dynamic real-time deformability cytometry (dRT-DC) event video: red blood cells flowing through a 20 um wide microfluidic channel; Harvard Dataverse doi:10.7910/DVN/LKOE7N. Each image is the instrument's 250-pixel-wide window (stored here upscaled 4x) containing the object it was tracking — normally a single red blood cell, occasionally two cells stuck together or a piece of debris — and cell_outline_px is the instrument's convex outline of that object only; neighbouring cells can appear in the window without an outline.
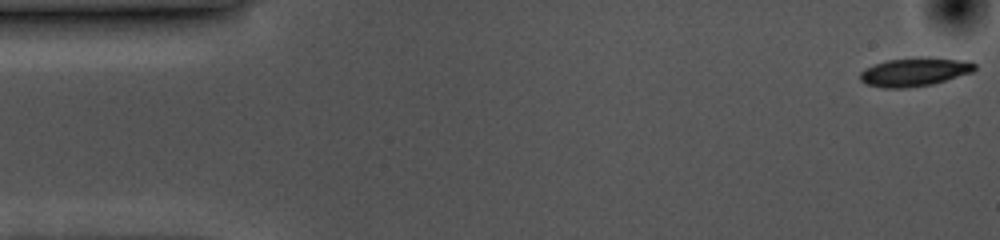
{"species": "common noctule bat (a hibernating species)", "species_latin": "Nyctalus noctula", "temperature_condition": "cold", "stored_images_in_passage": 48, "camera_frame_rate_fps": 3000, "um_per_image_px": 0.085, "animal": {"sex": "female", "body_mass_g": 10.0, "forearm_length_mm": 53.1}, "frame": {"image": 1, "passage_image": 1, "time_ms": 0.0, "image_size_px": [1000, 240], "cell_outline_px": [[976, 68], [972, 72], [932, 84], [904, 88], [884, 88], [868, 84], [860, 80], [860, 72], [864, 68], [888, 60], [928, 56], [960, 60], [976, 64]], "centroid_in_image_um": [77.72, 6.1], "position_along_channel_um": 7.3, "area_um2": 18.9}}
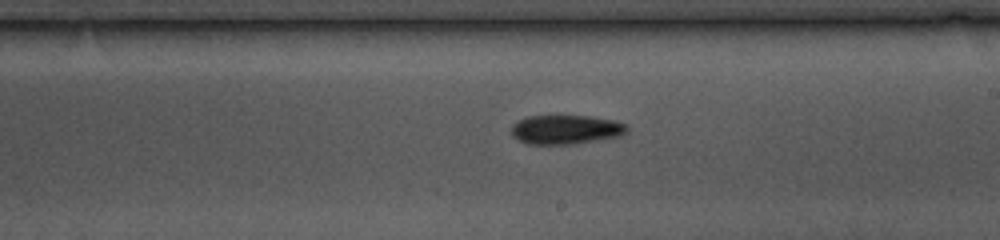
{"frame": {"image": 2, "passage_image": 30, "time_ms": 9.667, "image_size_px": [1000, 240], "cell_outline_px": [[628, 132], [620, 136], [572, 144], [528, 144], [512, 136], [512, 124], [528, 116], [560, 112], [592, 116], [616, 120], [628, 124]], "centroid_in_image_um": [48.12, 10.95], "position_along_channel_um": 240.9, "area_um2": 20.63}}
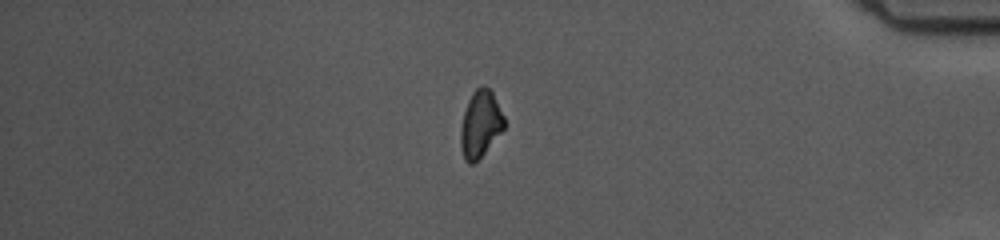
{"frame": {"image": 3, "passage_image": 46, "time_ms": 15.0, "image_size_px": [1000, 240], "cell_outline_px": [[504, 128], [484, 152], [472, 164], [468, 164], [464, 160], [460, 144], [460, 128], [464, 112], [468, 100], [472, 92], [476, 88], [484, 84], [492, 92], [504, 116]], "centroid_in_image_um": [40.81, 10.52], "position_along_channel_um": 394.4, "area_um2": 16.76}, "authors_computed_cell_mechanics": {"area_um2": 19.1607, "velocity_mm_per_s": 3.5624, "shape_relaxation_time_tau1_ms": 3.7177, "shape_relaxation_time_tau2_ms": null, "deformation_change_tau1": 0.1111, "deformation_change_tau2": null}}